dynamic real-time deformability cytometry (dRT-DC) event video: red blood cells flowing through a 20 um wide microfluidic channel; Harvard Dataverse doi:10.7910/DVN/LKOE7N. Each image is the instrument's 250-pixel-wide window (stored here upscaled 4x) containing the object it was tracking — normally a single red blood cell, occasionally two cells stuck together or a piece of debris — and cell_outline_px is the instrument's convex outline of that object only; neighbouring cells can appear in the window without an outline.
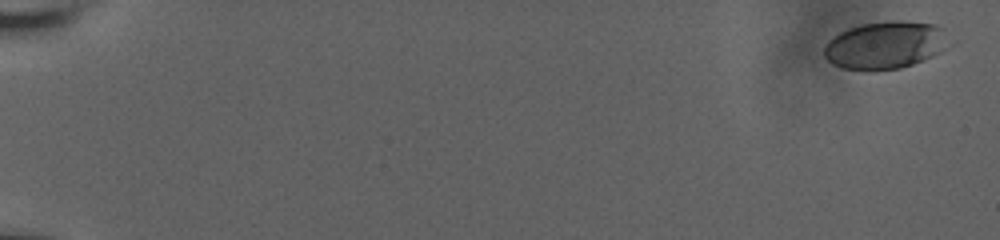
{"species": "human", "species_latin": "Homo sapiens", "temperature_condition": "room temperature", "stored_images_in_passage": 12, "camera_frame_rate_fps": 3000, "um_per_image_px": 0.085, "donor": {"sex": "male"}, "frame": {"image": 1, "passage_image": 1, "time_ms": 0.0, "image_size_px": [1000, 240], "cell_outline_px": [[944, 48], [940, 52], [924, 60], [900, 68], [840, 68], [832, 64], [824, 56], [824, 48], [828, 40], [840, 32], [848, 28], [864, 24], [900, 20], [936, 24], [944, 28]], "centroid_in_image_um": [75.21, 3.81], "position_along_channel_um": 9.8, "area_um2": 33.7}}
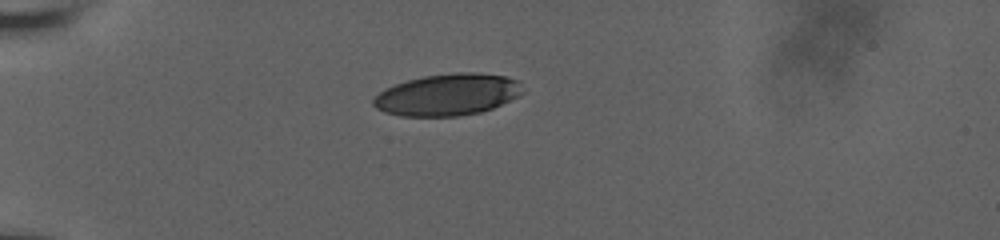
{"frame": {"image": 2, "passage_image": 9, "time_ms": 5.667, "image_size_px": [1000, 240], "cell_outline_px": [[524, 92], [492, 108], [480, 112], [460, 116], [400, 116], [384, 112], [376, 108], [372, 104], [372, 100], [384, 88], [408, 80], [424, 76], [456, 72], [472, 72], [508, 76], [520, 80]], "centroid_in_image_um": [38.04, 8.04], "position_along_channel_um": 47.0, "area_um2": 36.36}}
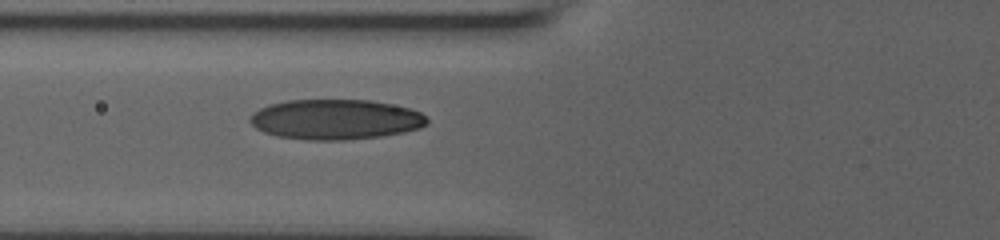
{"frame": {"image": 3, "passage_image": 12, "time_ms": 8.0, "image_size_px": [1000, 240], "cell_outline_px": [[428, 124], [420, 128], [404, 132], [380, 136], [344, 140], [304, 140], [276, 136], [264, 132], [256, 128], [248, 120], [260, 108], [268, 104], [288, 100], [368, 100], [412, 108], [420, 112], [428, 120]], "centroid_in_image_um": [28.52, 10.15], "position_along_channel_um": 97.3, "area_um2": 41.44}}